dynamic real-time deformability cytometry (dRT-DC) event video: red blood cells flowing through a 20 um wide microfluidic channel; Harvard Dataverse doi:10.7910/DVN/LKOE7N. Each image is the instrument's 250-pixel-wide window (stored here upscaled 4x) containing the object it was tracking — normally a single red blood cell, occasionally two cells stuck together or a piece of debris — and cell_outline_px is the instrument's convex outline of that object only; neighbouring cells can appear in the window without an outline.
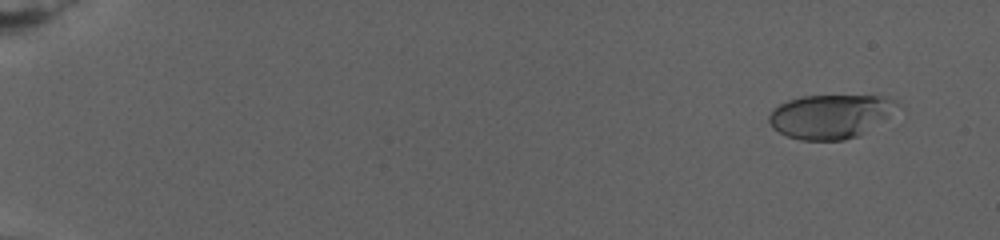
{"species": "human", "species_latin": "Homo sapiens", "temperature_condition": "warm", "stored_images_in_passage": 58, "camera_frame_rate_fps": 3000, "um_per_image_px": 0.085, "donor": {"sex": "female"}, "frame": {"image": 1, "passage_image": 2, "time_ms": 1.0, "image_size_px": [1000, 240], "cell_outline_px": [[896, 104], [888, 116], [856, 136], [844, 140], [800, 140], [788, 136], [772, 128], [768, 120], [768, 116], [772, 108], [788, 100], [800, 96], [884, 96], [896, 100]], "centroid_in_image_um": [70.48, 9.88], "position_along_channel_um": 14.5, "area_um2": 32.25}}
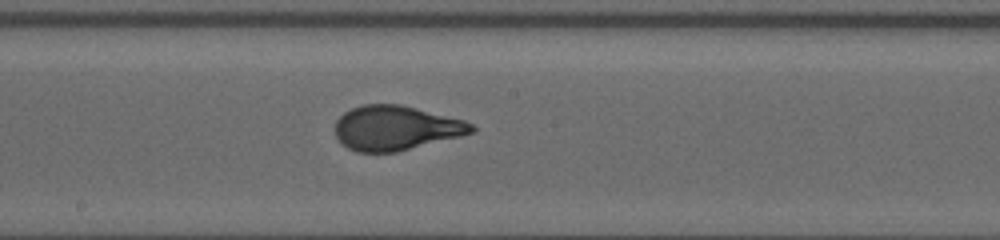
{"frame": {"image": 2, "passage_image": 32, "time_ms": 14.667, "image_size_px": [1000, 240], "cell_outline_px": [[476, 132], [396, 152], [356, 152], [348, 148], [336, 136], [336, 120], [344, 112], [352, 108], [364, 104], [400, 104], [464, 120], [472, 124], [476, 128]], "centroid_in_image_um": [33.65, 10.87], "position_along_channel_um": 214.5, "area_um2": 35.2}}
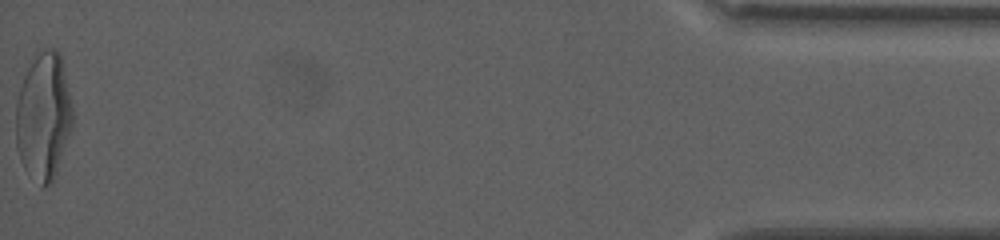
{"frame": {"image": 3, "passage_image": 58, "time_ms": 25.667, "image_size_px": [1000, 240], "cell_outline_px": [[72, 128], [52, 184], [44, 188], [24, 168], [20, 160], [16, 148], [16, 100], [24, 76], [28, 68], [36, 56], [44, 48], [56, 48], [60, 52], [72, 108]], "centroid_in_image_um": [3.69, 9.91], "position_along_channel_um": 431.5, "area_um2": 41.91}, "authors_computed_cell_mechanics": {"area_um2": 35.1135, "velocity_mm_per_s": 2.7251, "shape_relaxation_time_tau1_ms": 6.1102, "shape_relaxation_time_tau2_ms": null, "deformation_change_tau1": 0.2294, "deformation_change_tau2": null}}